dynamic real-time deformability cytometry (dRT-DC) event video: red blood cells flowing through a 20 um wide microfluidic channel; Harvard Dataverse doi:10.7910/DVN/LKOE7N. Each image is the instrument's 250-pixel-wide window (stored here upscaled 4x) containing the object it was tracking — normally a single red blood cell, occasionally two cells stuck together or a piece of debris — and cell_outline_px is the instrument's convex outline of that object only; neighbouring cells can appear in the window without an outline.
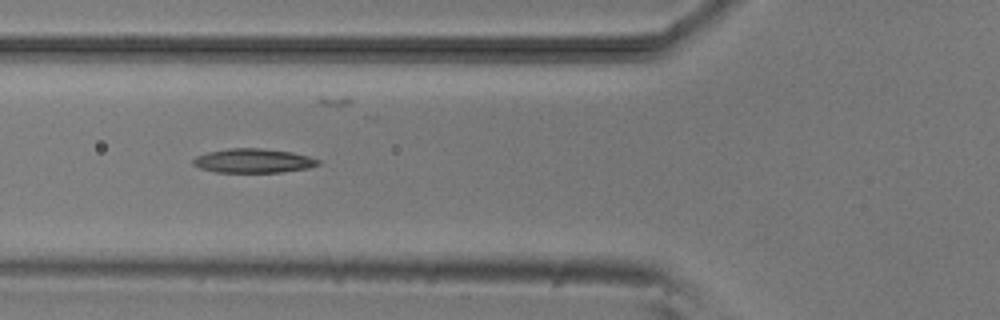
{"species": "common noctule bat (a hibernating species)", "species_latin": "Nyctalus noctula", "temperature_condition": "room temperature", "stored_images_in_passage": 3, "camera_frame_rate_fps": 3000, "um_per_image_px": 0.085, "animal": {"sex": "male", "body_mass_g": 20.5, "forearm_length_mm": 52.5}, "frame": {"image": 1, "passage_image": 2, "time_ms": 1.0, "image_size_px": [1000, 320], "cell_outline_px": [[320, 164], [308, 168], [280, 172], [216, 172], [200, 168], [192, 164], [192, 160], [196, 156], [208, 152], [228, 148], [260, 148], [292, 152], [308, 156], [320, 160]], "centroid_in_image_um": [21.52, 13.66], "position_along_channel_um": 104.3, "area_um2": 17.57}}
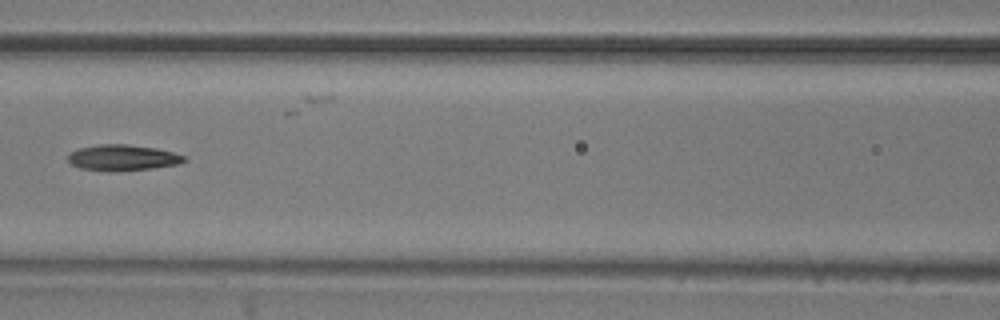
{"frame": {"image": 2, "passage_image": 3, "time_ms": 2.333, "image_size_px": [1000, 320], "cell_outline_px": [[188, 160], [176, 164], [152, 168], [80, 168], [72, 164], [68, 160], [68, 156], [72, 152], [80, 148], [100, 144], [128, 144], [156, 148], [172, 152], [184, 156]], "centroid_in_image_um": [10.47, 13.34], "position_along_channel_um": 156.1, "area_um2": 16.36}}